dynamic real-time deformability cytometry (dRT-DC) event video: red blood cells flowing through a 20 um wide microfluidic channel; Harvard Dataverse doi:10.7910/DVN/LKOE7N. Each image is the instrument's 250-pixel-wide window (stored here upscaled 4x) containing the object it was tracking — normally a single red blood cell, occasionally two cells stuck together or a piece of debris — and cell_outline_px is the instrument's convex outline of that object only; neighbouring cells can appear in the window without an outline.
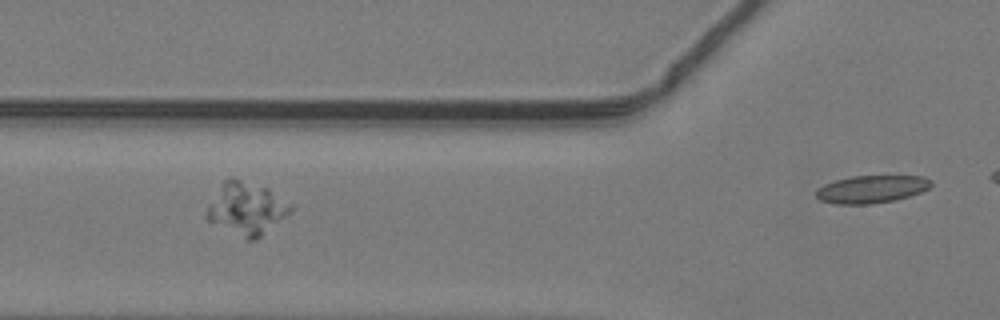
{"species": "common noctule bat (a hibernating species)", "species_latin": "Nyctalus noctula", "temperature_condition": "warm", "stored_images_in_passage": 20, "segment_of_instrument_passage": [2, 2], "camera_frame_rate_fps": 3000, "um_per_image_px": 0.085, "animal": {"sex": "male", "body_mass_g": 19.2, "forearm_length_mm": 51.8}, "frame": {"image": 1, "passage_image": 20, "time_ms": 6.333, "image_size_px": [1000, 320], "cell_outline_px": [[932, 184], [928, 188], [920, 192], [896, 200], [872, 204], [832, 204], [820, 200], [816, 196], [816, 192], [824, 184], [836, 180], [852, 176], [924, 176], [932, 180]], "centroid_in_image_um": [74.09, 16.08], "position_along_channel_um": 51.7, "area_um2": 18.5}}